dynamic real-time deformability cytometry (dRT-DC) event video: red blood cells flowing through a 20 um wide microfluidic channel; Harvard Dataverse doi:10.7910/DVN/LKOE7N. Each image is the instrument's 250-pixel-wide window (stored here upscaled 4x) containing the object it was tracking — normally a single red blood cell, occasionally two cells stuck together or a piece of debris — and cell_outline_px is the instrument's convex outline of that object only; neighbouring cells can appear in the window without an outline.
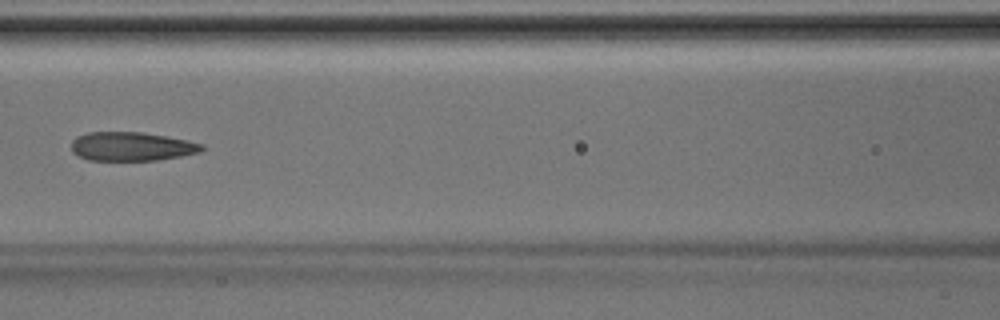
{"species": "Egyptian fruit bat (a non-hibernating species)", "species_latin": "Rousettus aegyptiacus", "temperature_condition": "room temperature", "stored_images_in_passage": 35, "camera_frame_rate_fps": 3000, "um_per_image_px": 0.085, "animal": {"sex": "male"}, "frame": {"image": 1, "passage_image": 11, "time_ms": 3.333, "image_size_px": [1000, 320], "cell_outline_px": [[204, 148], [200, 152], [180, 156], [156, 160], [88, 160], [72, 152], [72, 140], [76, 136], [88, 132], [140, 132], [188, 140], [204, 144]], "centroid_in_image_um": [11.18, 12.44], "position_along_channel_um": 155.4, "area_um2": 21.85}}